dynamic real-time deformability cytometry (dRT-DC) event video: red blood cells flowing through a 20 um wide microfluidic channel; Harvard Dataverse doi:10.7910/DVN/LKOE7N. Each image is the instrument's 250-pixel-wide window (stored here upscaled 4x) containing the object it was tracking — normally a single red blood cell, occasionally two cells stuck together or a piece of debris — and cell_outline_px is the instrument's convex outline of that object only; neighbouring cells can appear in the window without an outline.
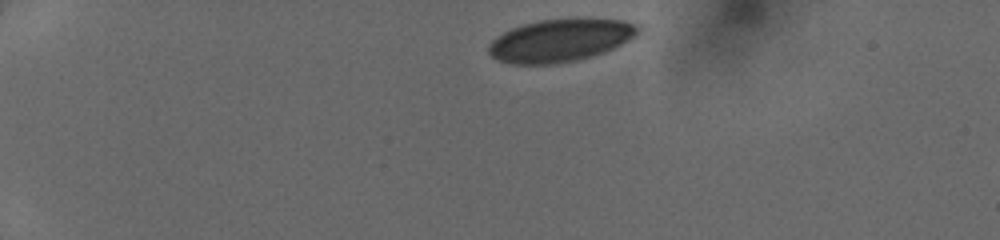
{"species": "human", "species_latin": "Homo sapiens", "temperature_condition": "cold", "stored_images_in_passage": 5, "camera_frame_rate_fps": 3000, "um_per_image_px": 0.085, "donor": {"sex": "female"}, "frame": {"image": 1, "passage_image": 1, "time_ms": 0.0, "image_size_px": [1000, 240], "cell_outline_px": [[640, 32], [628, 40], [604, 52], [592, 56], [576, 60], [556, 64], [512, 64], [500, 60], [492, 56], [488, 52], [488, 44], [496, 36], [520, 24], [540, 20], [620, 20], [636, 24], [640, 28]], "centroid_in_image_um": [47.57, 3.45], "position_along_channel_um": 37.4, "area_um2": 36.53}}